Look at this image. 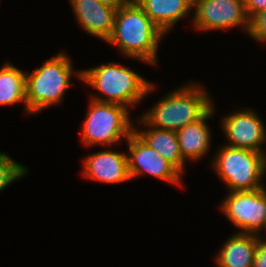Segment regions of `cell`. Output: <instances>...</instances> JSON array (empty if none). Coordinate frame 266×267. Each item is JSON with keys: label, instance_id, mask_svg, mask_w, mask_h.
Masks as SVG:
<instances>
[{"label": "cell", "instance_id": "6da1fadb", "mask_svg": "<svg viewBox=\"0 0 266 267\" xmlns=\"http://www.w3.org/2000/svg\"><path fill=\"white\" fill-rule=\"evenodd\" d=\"M164 36L143 8L130 0L116 11L113 32L106 43L117 47L122 56L155 66Z\"/></svg>", "mask_w": 266, "mask_h": 267}, {"label": "cell", "instance_id": "7a4b0ae2", "mask_svg": "<svg viewBox=\"0 0 266 267\" xmlns=\"http://www.w3.org/2000/svg\"><path fill=\"white\" fill-rule=\"evenodd\" d=\"M81 82L103 95H90L91 99L119 104L129 110L156 88L141 74L115 61L82 70Z\"/></svg>", "mask_w": 266, "mask_h": 267}, {"label": "cell", "instance_id": "3957f363", "mask_svg": "<svg viewBox=\"0 0 266 267\" xmlns=\"http://www.w3.org/2000/svg\"><path fill=\"white\" fill-rule=\"evenodd\" d=\"M208 93L198 82L187 83L167 93L139 118L157 129L177 132L202 118L214 106Z\"/></svg>", "mask_w": 266, "mask_h": 267}, {"label": "cell", "instance_id": "277c9868", "mask_svg": "<svg viewBox=\"0 0 266 267\" xmlns=\"http://www.w3.org/2000/svg\"><path fill=\"white\" fill-rule=\"evenodd\" d=\"M72 63L64 51H59L39 68L26 73V105L32 115L61 103L72 84V76L82 80V70L74 71Z\"/></svg>", "mask_w": 266, "mask_h": 267}, {"label": "cell", "instance_id": "5b68a950", "mask_svg": "<svg viewBox=\"0 0 266 267\" xmlns=\"http://www.w3.org/2000/svg\"><path fill=\"white\" fill-rule=\"evenodd\" d=\"M212 167L227 192L261 189L266 175V155L261 152L221 145Z\"/></svg>", "mask_w": 266, "mask_h": 267}, {"label": "cell", "instance_id": "8992f818", "mask_svg": "<svg viewBox=\"0 0 266 267\" xmlns=\"http://www.w3.org/2000/svg\"><path fill=\"white\" fill-rule=\"evenodd\" d=\"M89 107L82 124L80 137L85 146H105L125 141L134 131V121L125 106L89 99Z\"/></svg>", "mask_w": 266, "mask_h": 267}, {"label": "cell", "instance_id": "52a82bcc", "mask_svg": "<svg viewBox=\"0 0 266 267\" xmlns=\"http://www.w3.org/2000/svg\"><path fill=\"white\" fill-rule=\"evenodd\" d=\"M220 204L219 209L238 232L263 238L260 232L263 231L266 218L264 187L252 191L227 192Z\"/></svg>", "mask_w": 266, "mask_h": 267}, {"label": "cell", "instance_id": "ba28073f", "mask_svg": "<svg viewBox=\"0 0 266 267\" xmlns=\"http://www.w3.org/2000/svg\"><path fill=\"white\" fill-rule=\"evenodd\" d=\"M193 27L198 31L241 27L248 34L250 18L244 0H194Z\"/></svg>", "mask_w": 266, "mask_h": 267}, {"label": "cell", "instance_id": "9c48e42d", "mask_svg": "<svg viewBox=\"0 0 266 267\" xmlns=\"http://www.w3.org/2000/svg\"><path fill=\"white\" fill-rule=\"evenodd\" d=\"M128 145V170L135 179L145 173L165 183L182 186V173L169 161L145 143L134 131L126 140Z\"/></svg>", "mask_w": 266, "mask_h": 267}, {"label": "cell", "instance_id": "30bf717a", "mask_svg": "<svg viewBox=\"0 0 266 267\" xmlns=\"http://www.w3.org/2000/svg\"><path fill=\"white\" fill-rule=\"evenodd\" d=\"M221 129L228 144L224 145L257 151L266 155V127L252 108L236 110L221 118Z\"/></svg>", "mask_w": 266, "mask_h": 267}, {"label": "cell", "instance_id": "8fae6325", "mask_svg": "<svg viewBox=\"0 0 266 267\" xmlns=\"http://www.w3.org/2000/svg\"><path fill=\"white\" fill-rule=\"evenodd\" d=\"M82 176L104 184H119L131 180L127 153L113 149L91 153L84 158Z\"/></svg>", "mask_w": 266, "mask_h": 267}, {"label": "cell", "instance_id": "7c38bea8", "mask_svg": "<svg viewBox=\"0 0 266 267\" xmlns=\"http://www.w3.org/2000/svg\"><path fill=\"white\" fill-rule=\"evenodd\" d=\"M75 20L87 34L107 41L114 27L116 9L99 0H70Z\"/></svg>", "mask_w": 266, "mask_h": 267}, {"label": "cell", "instance_id": "4fadbf2b", "mask_svg": "<svg viewBox=\"0 0 266 267\" xmlns=\"http://www.w3.org/2000/svg\"><path fill=\"white\" fill-rule=\"evenodd\" d=\"M214 107L215 106H213L202 118L189 123L177 131L181 156L185 162L187 160L196 162L209 152L212 136L207 121L214 116Z\"/></svg>", "mask_w": 266, "mask_h": 267}, {"label": "cell", "instance_id": "5bb4252c", "mask_svg": "<svg viewBox=\"0 0 266 267\" xmlns=\"http://www.w3.org/2000/svg\"><path fill=\"white\" fill-rule=\"evenodd\" d=\"M141 126L143 129L139 128ZM134 132L158 154L172 163L182 174L185 172L186 162L181 156L176 131L157 129L147 125L138 117L136 121L134 120Z\"/></svg>", "mask_w": 266, "mask_h": 267}, {"label": "cell", "instance_id": "9a60e30c", "mask_svg": "<svg viewBox=\"0 0 266 267\" xmlns=\"http://www.w3.org/2000/svg\"><path fill=\"white\" fill-rule=\"evenodd\" d=\"M261 237L251 233L235 232L222 244L214 257L218 267H253L255 250Z\"/></svg>", "mask_w": 266, "mask_h": 267}, {"label": "cell", "instance_id": "2e32d148", "mask_svg": "<svg viewBox=\"0 0 266 267\" xmlns=\"http://www.w3.org/2000/svg\"><path fill=\"white\" fill-rule=\"evenodd\" d=\"M166 35L182 18L193 12L194 0H135ZM189 13V14H188Z\"/></svg>", "mask_w": 266, "mask_h": 267}, {"label": "cell", "instance_id": "e0dca14e", "mask_svg": "<svg viewBox=\"0 0 266 267\" xmlns=\"http://www.w3.org/2000/svg\"><path fill=\"white\" fill-rule=\"evenodd\" d=\"M21 102L25 113L32 116L26 105V72L7 61L0 68V106Z\"/></svg>", "mask_w": 266, "mask_h": 267}, {"label": "cell", "instance_id": "ac0fdd59", "mask_svg": "<svg viewBox=\"0 0 266 267\" xmlns=\"http://www.w3.org/2000/svg\"><path fill=\"white\" fill-rule=\"evenodd\" d=\"M28 168L0 152V193L9 185L28 174Z\"/></svg>", "mask_w": 266, "mask_h": 267}, {"label": "cell", "instance_id": "d6986e66", "mask_svg": "<svg viewBox=\"0 0 266 267\" xmlns=\"http://www.w3.org/2000/svg\"><path fill=\"white\" fill-rule=\"evenodd\" d=\"M248 36L256 42L266 44V10L258 12L250 19Z\"/></svg>", "mask_w": 266, "mask_h": 267}, {"label": "cell", "instance_id": "ffe728a7", "mask_svg": "<svg viewBox=\"0 0 266 267\" xmlns=\"http://www.w3.org/2000/svg\"><path fill=\"white\" fill-rule=\"evenodd\" d=\"M253 267H266V238H260L258 240L255 256L253 261Z\"/></svg>", "mask_w": 266, "mask_h": 267}, {"label": "cell", "instance_id": "44dd1931", "mask_svg": "<svg viewBox=\"0 0 266 267\" xmlns=\"http://www.w3.org/2000/svg\"><path fill=\"white\" fill-rule=\"evenodd\" d=\"M244 2L247 15L250 19L258 12L266 10V0H244Z\"/></svg>", "mask_w": 266, "mask_h": 267}, {"label": "cell", "instance_id": "7402d4cb", "mask_svg": "<svg viewBox=\"0 0 266 267\" xmlns=\"http://www.w3.org/2000/svg\"><path fill=\"white\" fill-rule=\"evenodd\" d=\"M101 3L106 4L116 10L125 6L130 0H99Z\"/></svg>", "mask_w": 266, "mask_h": 267}, {"label": "cell", "instance_id": "603a6c76", "mask_svg": "<svg viewBox=\"0 0 266 267\" xmlns=\"http://www.w3.org/2000/svg\"><path fill=\"white\" fill-rule=\"evenodd\" d=\"M264 193H265V195H266V186L264 187ZM265 229V230H264ZM263 230L265 231V233H266V218H265V223H264V228H263Z\"/></svg>", "mask_w": 266, "mask_h": 267}]
</instances>
